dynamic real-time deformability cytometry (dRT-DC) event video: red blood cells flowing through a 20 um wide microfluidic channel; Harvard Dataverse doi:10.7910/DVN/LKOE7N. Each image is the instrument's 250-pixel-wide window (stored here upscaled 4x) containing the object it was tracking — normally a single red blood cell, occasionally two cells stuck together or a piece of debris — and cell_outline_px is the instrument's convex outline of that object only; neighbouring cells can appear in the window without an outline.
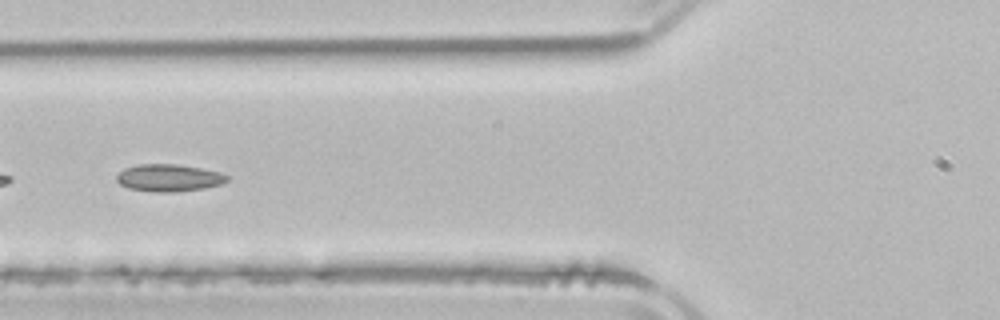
{"species": "common noctule bat (a hibernating species)", "species_latin": "Nyctalus noctula", "temperature_condition": "room temperature", "stored_images_in_passage": 3, "camera_frame_rate_fps": 3000, "um_per_image_px": 0.085, "animal": {"sex": "male", "body_mass_g": 21.5, "forearm_length_mm": 52.0}, "frame": {"image": 1, "passage_image": 3, "time_ms": 2.667, "image_size_px": [1000, 320], "cell_outline_px": [[228, 180], [220, 184], [204, 188], [176, 192], [156, 192], [128, 188], [120, 184], [116, 180], [116, 176], [124, 168], [136, 164], [176, 164], [200, 168], [220, 172], [228, 176]], "centroid_in_image_um": [14.33, 15.11], "position_along_channel_um": 111.5, "area_um2": 17.51}}